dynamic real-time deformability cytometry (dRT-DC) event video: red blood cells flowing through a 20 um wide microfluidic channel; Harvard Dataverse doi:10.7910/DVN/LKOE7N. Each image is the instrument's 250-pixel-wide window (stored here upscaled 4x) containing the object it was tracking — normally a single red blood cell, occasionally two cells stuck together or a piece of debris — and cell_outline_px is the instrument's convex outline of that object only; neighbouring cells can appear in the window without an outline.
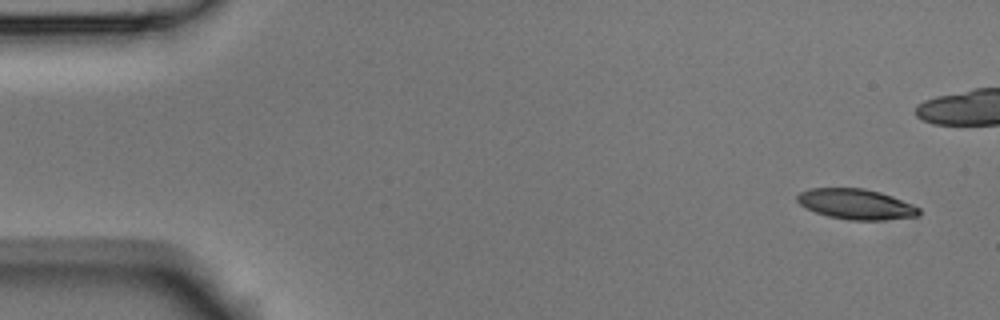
{"species": "Egyptian fruit bat (a non-hibernating species)", "species_latin": "Rousettus aegyptiacus", "temperature_condition": "room temperature", "stored_images_in_passage": 8, "camera_frame_rate_fps": 3000, "um_per_image_px": 0.085, "animal": {"sex": "male"}, "frame": {"image": 1, "passage_image": 1, "time_ms": 0.0, "image_size_px": [1000, 320], "cell_outline_px": [[920, 212], [916, 216], [884, 220], [848, 220], [828, 216], [816, 212], [800, 204], [796, 200], [796, 196], [800, 192], [808, 188], [864, 188], [880, 192], [892, 196], [912, 204], [920, 208]], "centroid_in_image_um": [72.75, 17.34], "position_along_channel_um": 12.2, "area_um2": 21.5}}
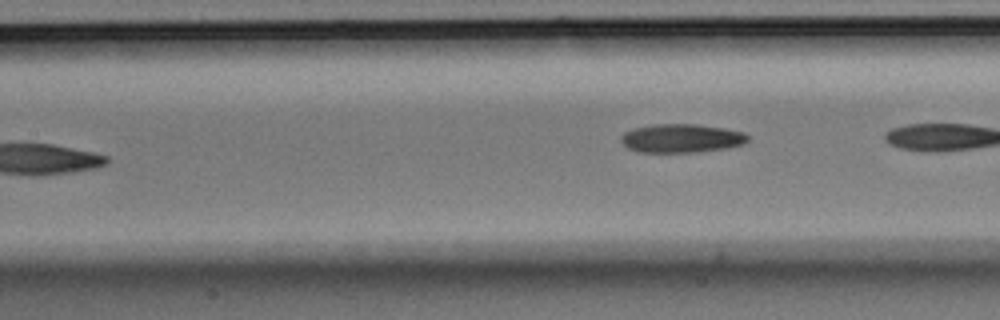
{"frame": {"image": 2, "passage_image": 8, "time_ms": 2.333, "image_size_px": [1000, 320], "cell_outline_px": [[748, 140], [744, 144], [728, 148], [692, 152], [640, 152], [628, 148], [620, 140], [620, 136], [624, 132], [632, 128], [652, 124], [696, 124], [724, 128], [744, 132], [748, 136]], "centroid_in_image_um": [57.91, 11.75], "position_along_channel_um": 149.5, "area_um2": 21.27}}